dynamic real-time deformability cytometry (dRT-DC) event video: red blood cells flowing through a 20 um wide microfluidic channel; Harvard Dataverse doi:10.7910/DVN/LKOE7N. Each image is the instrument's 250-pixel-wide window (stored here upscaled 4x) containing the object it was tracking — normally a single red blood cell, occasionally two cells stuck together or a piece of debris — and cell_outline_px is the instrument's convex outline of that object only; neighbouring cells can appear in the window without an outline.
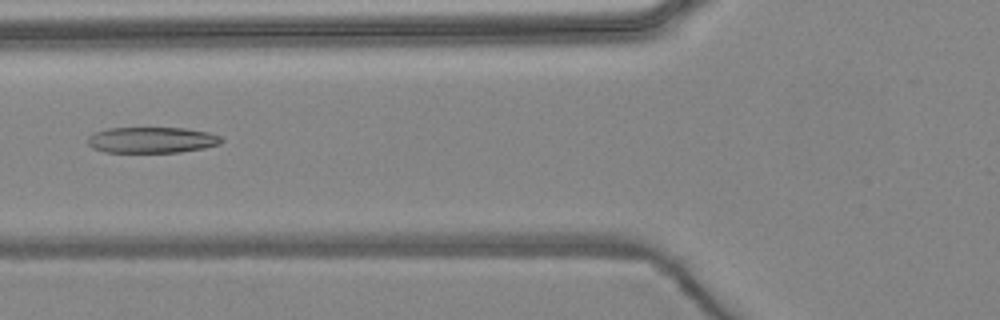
{"species": "common noctule bat (a hibernating species)", "species_latin": "Nyctalus noctula", "temperature_condition": "warm", "stored_images_in_passage": 5, "camera_frame_rate_fps": 3000, "um_per_image_px": 0.085, "animal": {"sex": "female", "body_mass_g": 24.6, "forearm_length_mm": 56.2}, "frame": {"image": 1, "passage_image": 5, "time_ms": 5.667, "image_size_px": [1000, 320], "cell_outline_px": [[224, 140], [220, 144], [204, 148], [180, 152], [104, 152], [92, 148], [88, 144], [88, 136], [96, 132], [108, 128], [184, 128], [208, 132], [220, 136]], "centroid_in_image_um": [12.91, 11.9], "position_along_channel_um": 112.9, "area_um2": 20.23}}